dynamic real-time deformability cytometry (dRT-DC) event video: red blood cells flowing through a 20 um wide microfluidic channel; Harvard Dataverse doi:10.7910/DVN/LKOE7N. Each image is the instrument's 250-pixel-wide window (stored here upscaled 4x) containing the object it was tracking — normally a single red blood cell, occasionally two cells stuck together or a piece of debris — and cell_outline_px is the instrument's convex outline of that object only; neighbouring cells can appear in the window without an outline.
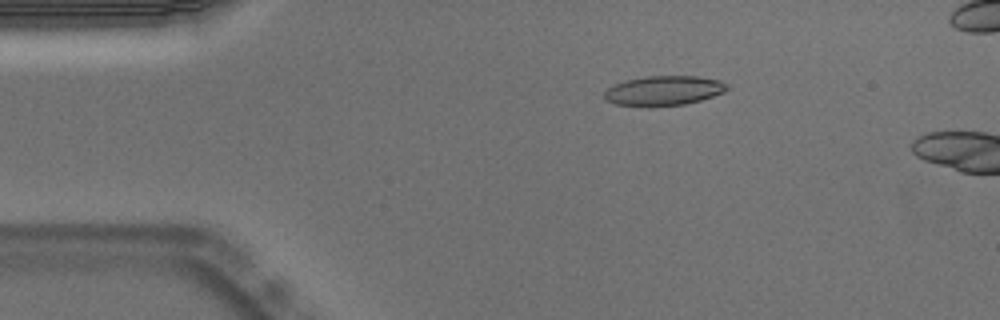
{"species": "Egyptian fruit bat (a non-hibernating species)", "species_latin": "Rousettus aegyptiacus", "temperature_condition": "warm", "stored_images_in_passage": 3, "camera_frame_rate_fps": 3000, "um_per_image_px": 0.085, "animal": {"sex": "male"}, "frame": {"image": 1, "passage_image": 1, "time_ms": 0.0, "image_size_px": [1000, 320], "cell_outline_px": [[728, 88], [724, 92], [700, 100], [684, 104], [648, 108], [616, 104], [608, 100], [604, 96], [604, 92], [608, 88], [616, 84], [628, 80], [648, 76], [696, 76], [720, 80], [728, 84]], "centroid_in_image_um": [56.43, 7.72], "position_along_channel_um": 28.6, "area_um2": 21.27}}